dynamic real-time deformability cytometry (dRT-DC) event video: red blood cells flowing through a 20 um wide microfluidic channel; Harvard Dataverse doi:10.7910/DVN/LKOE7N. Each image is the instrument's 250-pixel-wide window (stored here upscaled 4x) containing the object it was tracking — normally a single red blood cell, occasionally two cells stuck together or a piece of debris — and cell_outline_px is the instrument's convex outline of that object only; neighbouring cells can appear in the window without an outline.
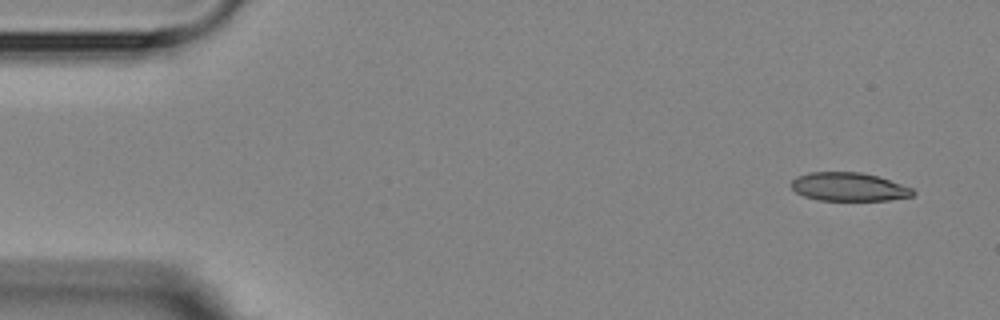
{"species": "Egyptian fruit bat (a non-hibernating species)", "species_latin": "Rousettus aegyptiacus", "temperature_condition": "room temperature", "stored_images_in_passage": 8, "camera_frame_rate_fps": 3000, "um_per_image_px": 0.085, "animal": {"sex": "female"}, "frame": {"image": 1, "passage_image": 1, "time_ms": 0.0, "image_size_px": [1000, 320], "cell_outline_px": [[916, 192], [912, 196], [888, 200], [820, 200], [804, 196], [796, 192], [792, 188], [792, 180], [796, 176], [808, 172], [860, 172], [876, 176], [912, 188]], "centroid_in_image_um": [72.12, 15.88], "position_along_channel_um": 12.9, "area_um2": 20.0}}
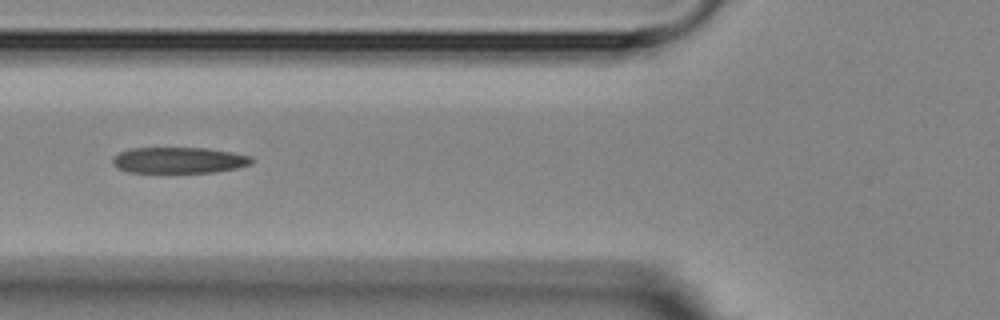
{"frame": {"image": 2, "passage_image": 6, "time_ms": 5.667, "image_size_px": [1000, 320], "cell_outline_px": [[252, 164], [236, 168], [212, 172], [128, 172], [112, 164], [112, 156], [120, 152], [132, 148], [208, 148], [232, 152], [252, 156]], "centroid_in_image_um": [15.21, 13.61], "position_along_channel_um": 110.6, "area_um2": 21.04}}
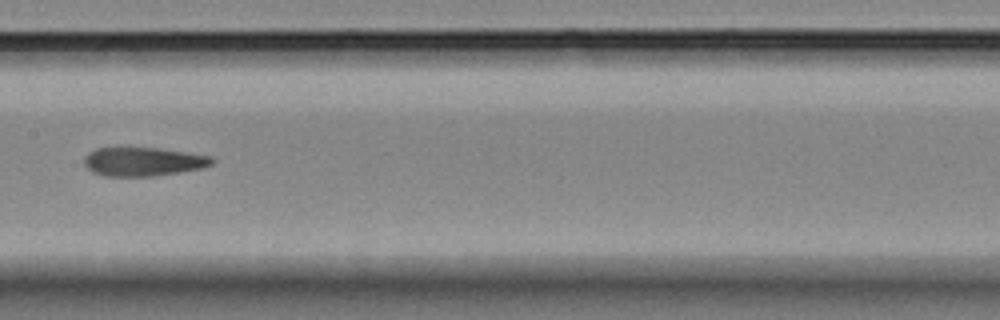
{"frame": {"image": 3, "passage_image": 8, "time_ms": 8.0, "image_size_px": [1000, 320], "cell_outline_px": [[216, 160], [212, 164], [204, 168], [180, 172], [152, 176], [104, 176], [92, 172], [84, 164], [84, 156], [88, 152], [96, 148], [116, 144], [120, 144], [160, 148], [212, 156]], "centroid_in_image_um": [12.12, 13.68], "position_along_channel_um": 195.3, "area_um2": 22.54}}